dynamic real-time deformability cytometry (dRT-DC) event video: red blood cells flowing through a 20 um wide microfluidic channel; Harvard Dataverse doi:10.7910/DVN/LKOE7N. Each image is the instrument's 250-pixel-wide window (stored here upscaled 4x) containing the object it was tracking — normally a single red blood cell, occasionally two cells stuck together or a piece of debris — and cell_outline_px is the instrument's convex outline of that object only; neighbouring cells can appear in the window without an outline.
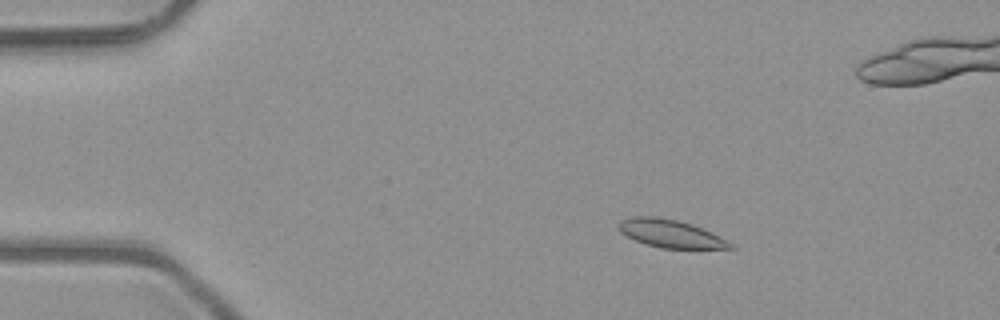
{"species": "common noctule bat (a hibernating species)", "species_latin": "Nyctalus noctula", "temperature_condition": "room temperature", "stored_images_in_passage": 6, "camera_frame_rate_fps": 3000, "um_per_image_px": 0.085, "animal": {"sex": "male", "body_mass_g": 23.1, "forearm_length_mm": 52.7}, "frame": {"image": 1, "passage_image": 3, "time_ms": 0.667, "image_size_px": [1000, 320], "cell_outline_px": [[736, 248], [660, 248], [644, 244], [620, 232], [616, 228], [620, 220], [636, 216], [656, 216], [676, 220], [692, 224], [712, 232], [728, 240]], "centroid_in_image_um": [56.98, 19.85], "position_along_channel_um": 28.0, "area_um2": 18.15}}